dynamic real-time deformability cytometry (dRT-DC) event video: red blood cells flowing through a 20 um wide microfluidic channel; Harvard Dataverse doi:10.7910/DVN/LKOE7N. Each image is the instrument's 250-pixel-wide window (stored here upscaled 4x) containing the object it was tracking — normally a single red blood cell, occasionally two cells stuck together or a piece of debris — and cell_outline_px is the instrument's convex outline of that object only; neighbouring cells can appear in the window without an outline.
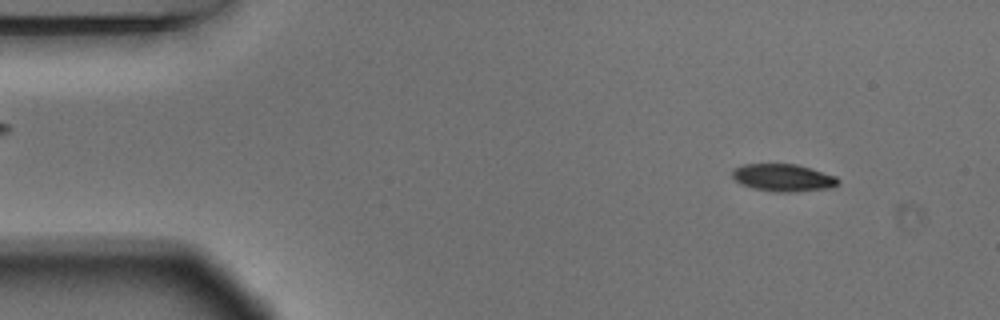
{"species": "Egyptian fruit bat (a non-hibernating species)", "species_latin": "Rousettus aegyptiacus", "temperature_condition": "warm", "stored_images_in_passage": 5, "camera_frame_rate_fps": 3000, "um_per_image_px": 0.085, "animal": {"sex": "male"}, "frame": {"image": 1, "passage_image": 1, "time_ms": 0.0, "image_size_px": [1000, 320], "cell_outline_px": [[840, 180], [832, 188], [788, 192], [776, 192], [752, 188], [740, 184], [732, 176], [732, 168], [744, 164], [796, 164], [812, 168], [836, 176]], "centroid_in_image_um": [66.56, 15.1], "position_along_channel_um": 18.4, "area_um2": 16.99}}
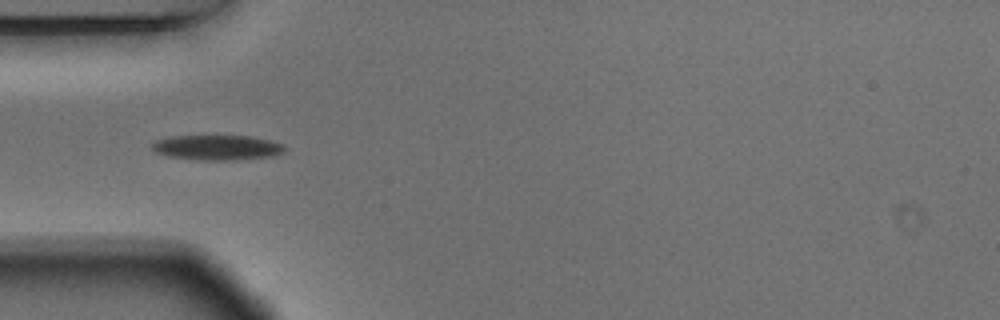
{"frame": {"image": 2, "passage_image": 4, "time_ms": 1.0, "image_size_px": [1000, 320], "cell_outline_px": [[284, 152], [276, 156], [236, 160], [196, 160], [168, 156], [156, 152], [152, 148], [152, 144], [156, 140], [172, 136], [252, 136], [284, 144]], "centroid_in_image_um": [18.49, 12.55], "position_along_channel_um": 66.5, "area_um2": 19.42}}
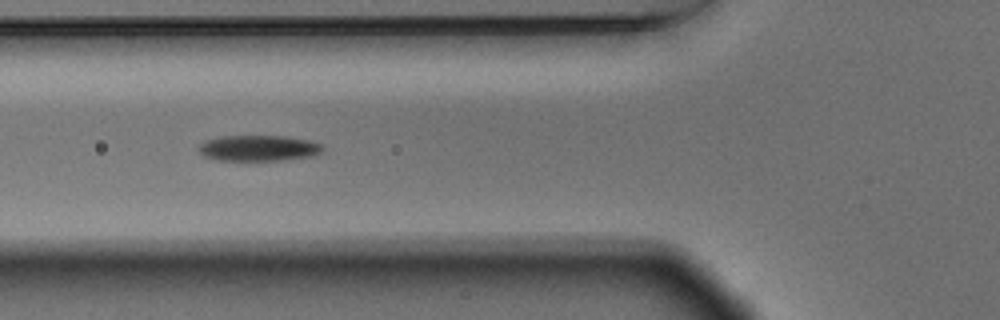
{"frame": {"image": 3, "passage_image": 5, "time_ms": 1.333, "image_size_px": [1000, 320], "cell_outline_px": [[324, 148], [320, 152], [312, 156], [280, 160], [220, 160], [204, 156], [200, 152], [200, 144], [208, 140], [220, 136], [284, 136], [312, 140], [324, 144]], "centroid_in_image_um": [22.05, 12.58], "position_along_channel_um": 103.8, "area_um2": 18.55}}